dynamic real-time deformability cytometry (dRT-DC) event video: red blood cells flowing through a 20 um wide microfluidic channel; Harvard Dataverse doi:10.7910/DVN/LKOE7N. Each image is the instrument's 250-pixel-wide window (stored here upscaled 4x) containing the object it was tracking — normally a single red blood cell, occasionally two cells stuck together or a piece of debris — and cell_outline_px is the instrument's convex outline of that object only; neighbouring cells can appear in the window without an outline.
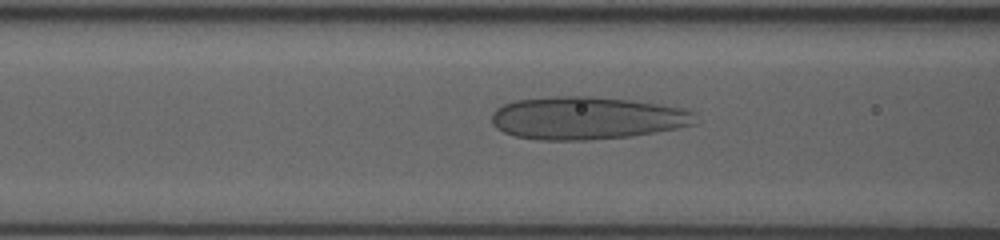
{"species": "human", "species_latin": "Homo sapiens", "temperature_condition": "room temperature", "stored_images_in_passage": 38, "camera_frame_rate_fps": 3000, "um_per_image_px": 0.085, "donor": {"sex": "female"}, "frame": {"image": 1, "passage_image": 7, "time_ms": 2.0, "image_size_px": [1000, 240], "cell_outline_px": [[696, 124], [676, 128], [632, 136], [588, 140], [536, 140], [516, 136], [504, 132], [496, 128], [492, 124], [492, 112], [496, 108], [504, 104], [516, 100], [552, 96], [592, 96], [632, 100], [680, 108], [692, 112]], "centroid_in_image_um": [49.81, 10.03], "position_along_channel_um": 116.8, "area_um2": 50.63}}
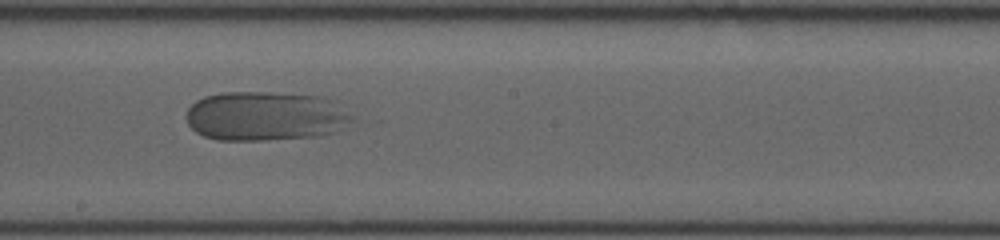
{"frame": {"image": 2, "passage_image": 16, "time_ms": 5.0, "image_size_px": [1000, 240], "cell_outline_px": [[352, 116], [332, 132], [320, 136], [264, 140], [216, 140], [204, 136], [196, 132], [188, 124], [188, 108], [196, 100], [204, 96], [224, 92], [268, 92], [320, 96], [328, 100]], "centroid_in_image_um": [22.44, 9.87], "position_along_channel_um": 225.8, "area_um2": 46.82}}
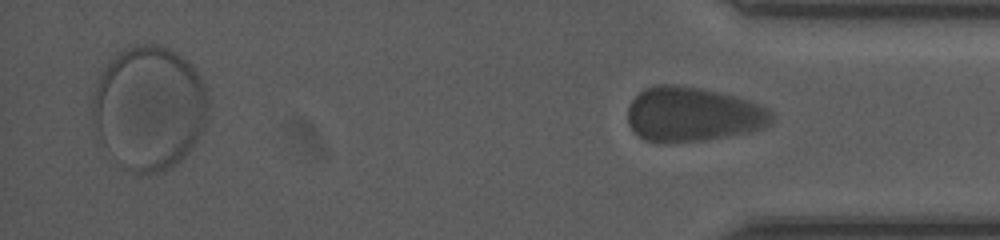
{"frame": {"image": 3, "passage_image": 38, "time_ms": 12.333, "image_size_px": [1000, 240], "cell_outline_px": [[772, 124], [764, 128], [748, 132], [704, 140], [644, 140], [628, 124], [628, 108], [632, 100], [644, 88], [660, 84], [672, 84], [700, 88], [720, 92], [736, 96], [760, 104], [768, 108], [772, 112]], "centroid_in_image_um": [58.93, 9.68], "position_along_channel_um": 376.3, "area_um2": 45.2}}